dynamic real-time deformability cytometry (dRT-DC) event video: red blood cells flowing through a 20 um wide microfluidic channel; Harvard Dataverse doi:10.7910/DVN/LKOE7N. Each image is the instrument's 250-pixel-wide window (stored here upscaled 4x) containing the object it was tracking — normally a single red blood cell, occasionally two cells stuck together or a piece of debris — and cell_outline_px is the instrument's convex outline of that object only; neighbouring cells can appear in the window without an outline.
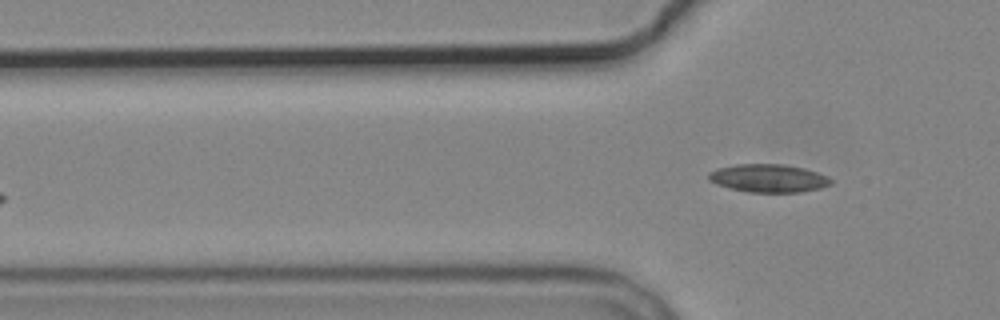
{"species": "common noctule bat (a hibernating species)", "species_latin": "Nyctalus noctula", "temperature_condition": "cold", "stored_images_in_passage": 4, "segment_of_instrument_passage": [2, 2], "camera_frame_rate_fps": 3000, "um_per_image_px": 0.085, "animal": {"sex": "male", "body_mass_g": 19.2, "forearm_length_mm": 51.8}, "frame": {"image": 1, "passage_image": 4, "time_ms": 3.333, "image_size_px": [1000, 320], "cell_outline_px": [[832, 184], [820, 188], [800, 192], [748, 192], [716, 184], [708, 180], [708, 172], [716, 168], [736, 164], [784, 164], [804, 168], [828, 176], [832, 180]], "centroid_in_image_um": [65.31, 15.14], "position_along_channel_um": 60.5, "area_um2": 20.06}}